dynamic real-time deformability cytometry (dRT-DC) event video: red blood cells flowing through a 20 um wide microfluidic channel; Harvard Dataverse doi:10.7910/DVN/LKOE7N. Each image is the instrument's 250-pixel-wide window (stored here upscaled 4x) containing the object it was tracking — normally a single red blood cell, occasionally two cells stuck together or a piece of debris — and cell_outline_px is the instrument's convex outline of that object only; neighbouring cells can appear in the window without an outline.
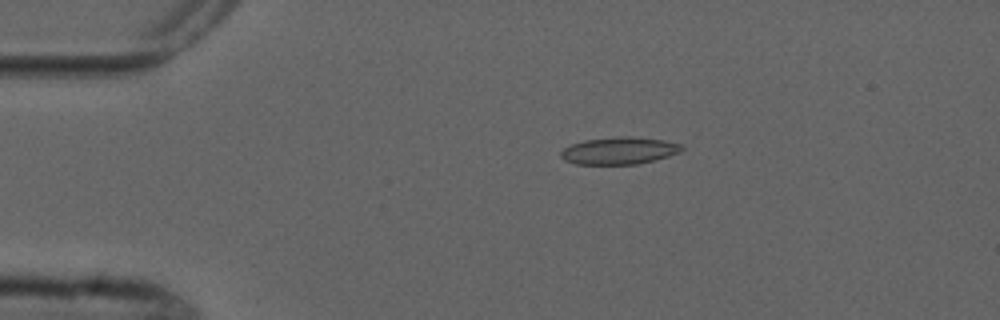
{"species": "common noctule bat (a hibernating species)", "species_latin": "Nyctalus noctula", "temperature_condition": "cold", "stored_images_in_passage": 4, "camera_frame_rate_fps": 3000, "um_per_image_px": 0.085, "animal": {"sex": "male", "forearm_length_mm": 52.5}, "frame": {"image": 1, "passage_image": 3, "time_ms": 2.333, "image_size_px": [1000, 320], "cell_outline_px": [[684, 148], [680, 152], [656, 160], [636, 164], [576, 164], [564, 160], [560, 156], [560, 152], [564, 148], [572, 144], [584, 140], [616, 136], [632, 136], [664, 140], [684, 144]], "centroid_in_image_um": [52.66, 12.8], "position_along_channel_um": 32.3, "area_um2": 19.36}}